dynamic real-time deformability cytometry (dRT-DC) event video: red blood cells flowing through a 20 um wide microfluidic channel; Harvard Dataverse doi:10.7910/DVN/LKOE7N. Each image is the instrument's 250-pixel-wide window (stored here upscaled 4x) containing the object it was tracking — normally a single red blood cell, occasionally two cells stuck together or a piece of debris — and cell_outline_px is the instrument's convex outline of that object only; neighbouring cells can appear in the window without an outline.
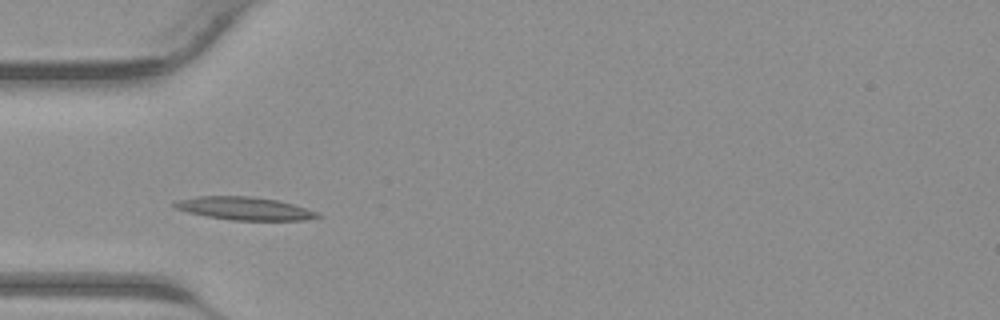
{"species": "common noctule bat (a hibernating species)", "species_latin": "Nyctalus noctula", "temperature_condition": "warm", "stored_images_in_passage": 36, "camera_frame_rate_fps": 3000, "um_per_image_px": 0.085, "animal": {"sex": "male", "body_mass_g": 23.1, "forearm_length_mm": 52.7}, "frame": {"image": 1, "passage_image": 7, "time_ms": 2.0, "image_size_px": [1000, 320], "cell_outline_px": [[324, 216], [308, 220], [232, 220], [204, 216], [188, 212], [176, 208], [172, 204], [180, 200], [196, 196], [252, 196], [280, 200], [320, 212]], "centroid_in_image_um": [20.87, 17.72], "position_along_channel_um": 64.1, "area_um2": 19.36}}
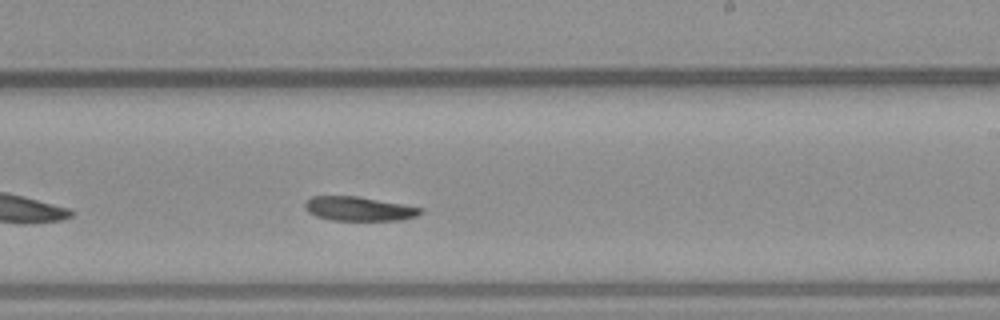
{"frame": {"image": 2, "passage_image": 19, "time_ms": 6.0, "image_size_px": [1000, 320], "cell_outline_px": [[424, 212], [416, 216], [400, 220], [332, 220], [316, 216], [308, 212], [304, 204], [304, 200], [312, 196], [356, 196], [404, 204], [424, 208]], "centroid_in_image_um": [30.51, 17.74], "position_along_channel_um": 258.5, "area_um2": 16.36}}
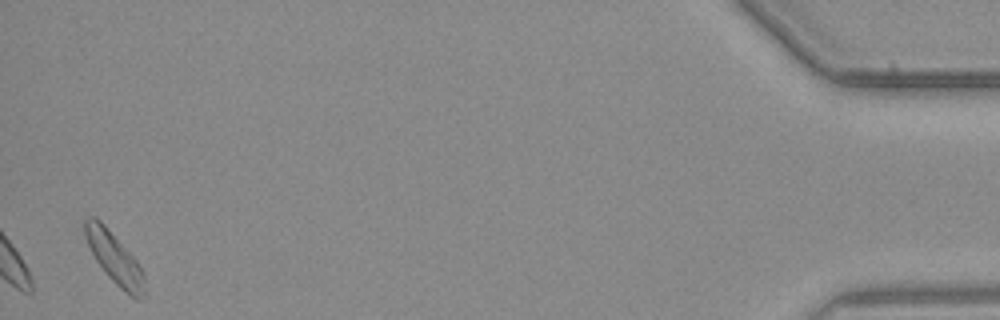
{"frame": {"image": 3, "passage_image": 35, "time_ms": 11.333, "image_size_px": [1000, 320], "cell_outline_px": [[148, 296], [144, 300], [136, 300], [120, 288], [108, 276], [96, 260], [84, 236], [84, 220], [88, 216], [96, 216], [104, 224], [136, 260], [144, 272], [148, 292]], "centroid_in_image_um": [9.8, 22.01], "position_along_channel_um": 425.4, "area_um2": 18.15}}